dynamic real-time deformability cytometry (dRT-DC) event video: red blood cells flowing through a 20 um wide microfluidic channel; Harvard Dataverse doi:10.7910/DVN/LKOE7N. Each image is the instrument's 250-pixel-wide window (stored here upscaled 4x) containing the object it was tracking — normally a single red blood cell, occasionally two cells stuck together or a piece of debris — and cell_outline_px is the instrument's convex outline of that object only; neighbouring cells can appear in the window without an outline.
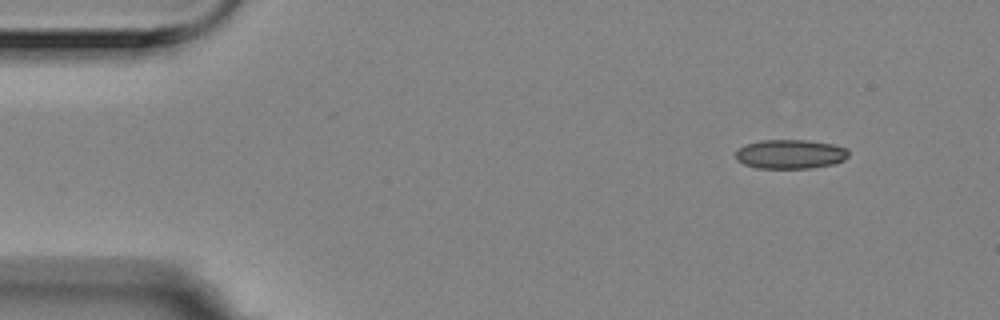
{"species": "Egyptian fruit bat (a non-hibernating species)", "species_latin": "Rousettus aegyptiacus", "temperature_condition": "room temperature", "stored_images_in_passage": 5, "segment_of_instrument_passage": [2, 2], "camera_frame_rate_fps": 3000, "um_per_image_px": 0.085, "animal": {"sex": "female"}, "frame": {"image": 1, "passage_image": 5, "time_ms": 1.333, "image_size_px": [1000, 320], "cell_outline_px": [[848, 156], [844, 160], [836, 164], [812, 168], [756, 168], [744, 164], [736, 160], [736, 152], [744, 144], [760, 140], [808, 140], [832, 144], [848, 148]], "centroid_in_image_um": [67.19, 13.1], "position_along_channel_um": 17.8, "area_um2": 19.42}}